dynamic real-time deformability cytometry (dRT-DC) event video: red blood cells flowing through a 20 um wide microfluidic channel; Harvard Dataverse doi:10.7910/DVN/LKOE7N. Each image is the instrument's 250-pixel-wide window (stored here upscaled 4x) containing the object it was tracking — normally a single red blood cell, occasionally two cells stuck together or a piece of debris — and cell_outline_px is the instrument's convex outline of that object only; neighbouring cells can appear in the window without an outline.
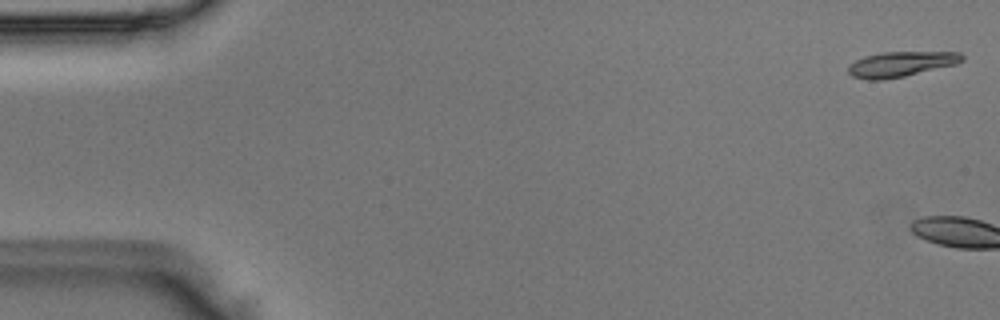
{"species": "Egyptian fruit bat (a non-hibernating species)", "species_latin": "Rousettus aegyptiacus", "temperature_condition": "room temperature", "stored_images_in_passage": 3, "camera_frame_rate_fps": 3000, "um_per_image_px": 0.085, "animal": {"sex": "male"}, "frame": {"image": 1, "passage_image": 1, "time_ms": 0.0, "image_size_px": [1000, 320], "cell_outline_px": [[964, 60], [956, 64], [904, 76], [880, 80], [868, 80], [852, 76], [848, 72], [848, 68], [856, 60], [864, 56], [880, 52], [960, 52], [964, 56]], "centroid_in_image_um": [76.59, 5.44], "position_along_channel_um": 8.4, "area_um2": 16.59}}